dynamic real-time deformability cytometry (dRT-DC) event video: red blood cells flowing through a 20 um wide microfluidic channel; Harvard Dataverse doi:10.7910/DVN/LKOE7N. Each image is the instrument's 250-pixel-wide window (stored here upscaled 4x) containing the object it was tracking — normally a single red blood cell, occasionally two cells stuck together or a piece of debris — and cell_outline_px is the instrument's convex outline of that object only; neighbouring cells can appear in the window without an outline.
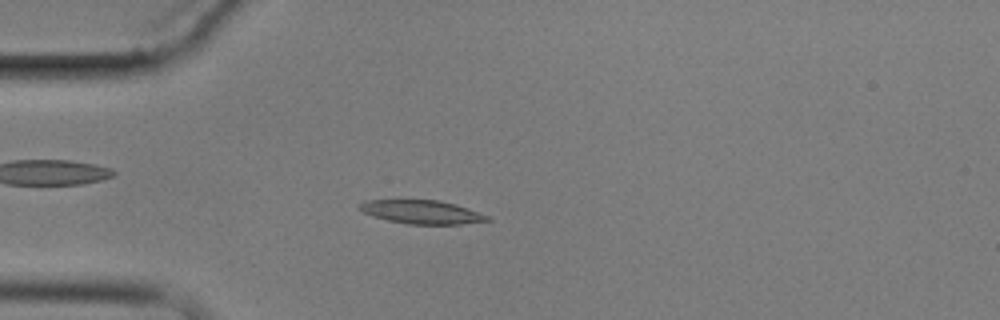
{"species": "common noctule bat (a hibernating species)", "species_latin": "Nyctalus noctula", "temperature_condition": "cold", "stored_images_in_passage": 5, "camera_frame_rate_fps": 3000, "um_per_image_px": 0.085, "animal": {"sex": "male", "body_mass_g": 17.9}, "frame": {"image": 1, "passage_image": 5, "time_ms": 5.333, "image_size_px": [1000, 320], "cell_outline_px": [[492, 220], [460, 224], [408, 224], [388, 220], [372, 216], [356, 208], [356, 204], [368, 200], [440, 200], [456, 204], [468, 208], [488, 216]], "centroid_in_image_um": [35.81, 18.01], "position_along_channel_um": 49.2, "area_um2": 17.57}}